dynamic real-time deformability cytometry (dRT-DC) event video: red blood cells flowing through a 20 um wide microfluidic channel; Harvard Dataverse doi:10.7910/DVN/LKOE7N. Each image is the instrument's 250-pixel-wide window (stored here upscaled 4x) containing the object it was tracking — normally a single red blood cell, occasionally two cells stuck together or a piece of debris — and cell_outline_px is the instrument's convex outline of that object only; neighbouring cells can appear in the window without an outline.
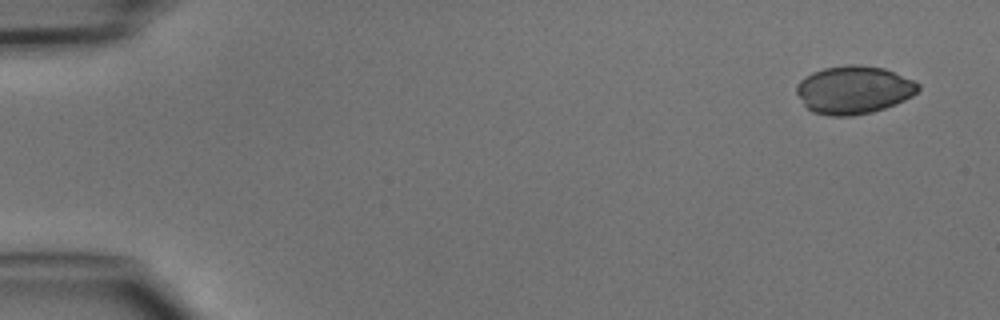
{"species": "common noctule bat (a hibernating species)", "species_latin": "Nyctalus noctula", "temperature_condition": "cold", "stored_images_in_passage": 5, "camera_frame_rate_fps": 3000, "um_per_image_px": 0.085, "animal": {"sex": "male", "body_mass_g": 15.6}, "frame": {"image": 1, "passage_image": 1, "time_ms": 0.0, "image_size_px": [1000, 320], "cell_outline_px": [[920, 88], [912, 96], [896, 104], [872, 112], [848, 116], [828, 116], [812, 112], [804, 104], [796, 92], [796, 84], [804, 76], [812, 72], [824, 68], [848, 64], [860, 64], [884, 68], [912, 80], [920, 84]], "centroid_in_image_um": [72.54, 7.63], "position_along_channel_um": 12.5, "area_um2": 34.1}}